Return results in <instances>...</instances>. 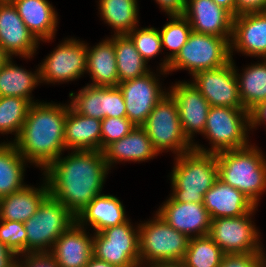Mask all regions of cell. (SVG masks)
<instances>
[{
  "label": "cell",
  "mask_w": 266,
  "mask_h": 267,
  "mask_svg": "<svg viewBox=\"0 0 266 267\" xmlns=\"http://www.w3.org/2000/svg\"><path fill=\"white\" fill-rule=\"evenodd\" d=\"M68 155L58 157L43 174L49 194L77 217L101 194L109 168L102 151H72Z\"/></svg>",
  "instance_id": "obj_1"
},
{
  "label": "cell",
  "mask_w": 266,
  "mask_h": 267,
  "mask_svg": "<svg viewBox=\"0 0 266 267\" xmlns=\"http://www.w3.org/2000/svg\"><path fill=\"white\" fill-rule=\"evenodd\" d=\"M67 110L68 104L32 103L18 137L11 141L20 155L41 171L64 155Z\"/></svg>",
  "instance_id": "obj_2"
},
{
  "label": "cell",
  "mask_w": 266,
  "mask_h": 267,
  "mask_svg": "<svg viewBox=\"0 0 266 267\" xmlns=\"http://www.w3.org/2000/svg\"><path fill=\"white\" fill-rule=\"evenodd\" d=\"M252 144L216 154L218 178L241 191L257 207L266 192V157Z\"/></svg>",
  "instance_id": "obj_3"
},
{
  "label": "cell",
  "mask_w": 266,
  "mask_h": 267,
  "mask_svg": "<svg viewBox=\"0 0 266 267\" xmlns=\"http://www.w3.org/2000/svg\"><path fill=\"white\" fill-rule=\"evenodd\" d=\"M174 159L170 197L180 203H203L204 194L218 178L216 154L192 149Z\"/></svg>",
  "instance_id": "obj_4"
},
{
  "label": "cell",
  "mask_w": 266,
  "mask_h": 267,
  "mask_svg": "<svg viewBox=\"0 0 266 267\" xmlns=\"http://www.w3.org/2000/svg\"><path fill=\"white\" fill-rule=\"evenodd\" d=\"M250 112L231 107H210L203 134L211 148L193 143V149L217 154L221 151L240 149L250 145Z\"/></svg>",
  "instance_id": "obj_5"
},
{
  "label": "cell",
  "mask_w": 266,
  "mask_h": 267,
  "mask_svg": "<svg viewBox=\"0 0 266 267\" xmlns=\"http://www.w3.org/2000/svg\"><path fill=\"white\" fill-rule=\"evenodd\" d=\"M139 224L140 267L161 261L183 260L190 238L172 228L157 213Z\"/></svg>",
  "instance_id": "obj_6"
},
{
  "label": "cell",
  "mask_w": 266,
  "mask_h": 267,
  "mask_svg": "<svg viewBox=\"0 0 266 267\" xmlns=\"http://www.w3.org/2000/svg\"><path fill=\"white\" fill-rule=\"evenodd\" d=\"M75 222L76 217L49 194L24 222L26 253L50 252L55 241Z\"/></svg>",
  "instance_id": "obj_7"
},
{
  "label": "cell",
  "mask_w": 266,
  "mask_h": 267,
  "mask_svg": "<svg viewBox=\"0 0 266 267\" xmlns=\"http://www.w3.org/2000/svg\"><path fill=\"white\" fill-rule=\"evenodd\" d=\"M230 61V42L227 39L192 31L187 42L169 62L167 73L184 69L193 76L200 70L217 69Z\"/></svg>",
  "instance_id": "obj_8"
},
{
  "label": "cell",
  "mask_w": 266,
  "mask_h": 267,
  "mask_svg": "<svg viewBox=\"0 0 266 267\" xmlns=\"http://www.w3.org/2000/svg\"><path fill=\"white\" fill-rule=\"evenodd\" d=\"M142 127L159 154L171 150L179 156L193 149L183 132L177 103L169 93L156 104Z\"/></svg>",
  "instance_id": "obj_9"
},
{
  "label": "cell",
  "mask_w": 266,
  "mask_h": 267,
  "mask_svg": "<svg viewBox=\"0 0 266 267\" xmlns=\"http://www.w3.org/2000/svg\"><path fill=\"white\" fill-rule=\"evenodd\" d=\"M93 256L116 267H140L139 224L130 220L94 232Z\"/></svg>",
  "instance_id": "obj_10"
},
{
  "label": "cell",
  "mask_w": 266,
  "mask_h": 267,
  "mask_svg": "<svg viewBox=\"0 0 266 267\" xmlns=\"http://www.w3.org/2000/svg\"><path fill=\"white\" fill-rule=\"evenodd\" d=\"M255 209L239 217L211 219L209 236L225 254L266 253L251 220Z\"/></svg>",
  "instance_id": "obj_11"
},
{
  "label": "cell",
  "mask_w": 266,
  "mask_h": 267,
  "mask_svg": "<svg viewBox=\"0 0 266 267\" xmlns=\"http://www.w3.org/2000/svg\"><path fill=\"white\" fill-rule=\"evenodd\" d=\"M66 38L46 56L39 66L40 83H64L79 79L86 73L87 43Z\"/></svg>",
  "instance_id": "obj_12"
},
{
  "label": "cell",
  "mask_w": 266,
  "mask_h": 267,
  "mask_svg": "<svg viewBox=\"0 0 266 267\" xmlns=\"http://www.w3.org/2000/svg\"><path fill=\"white\" fill-rule=\"evenodd\" d=\"M191 83L208 101L210 107L245 109L239 96L233 57L225 66L213 70H200Z\"/></svg>",
  "instance_id": "obj_13"
},
{
  "label": "cell",
  "mask_w": 266,
  "mask_h": 267,
  "mask_svg": "<svg viewBox=\"0 0 266 267\" xmlns=\"http://www.w3.org/2000/svg\"><path fill=\"white\" fill-rule=\"evenodd\" d=\"M156 76L159 75L150 71L141 77L122 81L117 85L126 105V118L135 126H142L156 104L168 94Z\"/></svg>",
  "instance_id": "obj_14"
},
{
  "label": "cell",
  "mask_w": 266,
  "mask_h": 267,
  "mask_svg": "<svg viewBox=\"0 0 266 267\" xmlns=\"http://www.w3.org/2000/svg\"><path fill=\"white\" fill-rule=\"evenodd\" d=\"M170 88L168 93L177 103L183 132L194 143L195 133L203 134L210 105L190 81H178Z\"/></svg>",
  "instance_id": "obj_15"
},
{
  "label": "cell",
  "mask_w": 266,
  "mask_h": 267,
  "mask_svg": "<svg viewBox=\"0 0 266 267\" xmlns=\"http://www.w3.org/2000/svg\"><path fill=\"white\" fill-rule=\"evenodd\" d=\"M0 44L10 57L25 59L33 57L40 44L12 2L0 3Z\"/></svg>",
  "instance_id": "obj_16"
},
{
  "label": "cell",
  "mask_w": 266,
  "mask_h": 267,
  "mask_svg": "<svg viewBox=\"0 0 266 267\" xmlns=\"http://www.w3.org/2000/svg\"><path fill=\"white\" fill-rule=\"evenodd\" d=\"M156 213L189 238L209 235L211 218L203 203H180L169 197Z\"/></svg>",
  "instance_id": "obj_17"
},
{
  "label": "cell",
  "mask_w": 266,
  "mask_h": 267,
  "mask_svg": "<svg viewBox=\"0 0 266 267\" xmlns=\"http://www.w3.org/2000/svg\"><path fill=\"white\" fill-rule=\"evenodd\" d=\"M266 59V11L233 17L230 55L233 51Z\"/></svg>",
  "instance_id": "obj_18"
},
{
  "label": "cell",
  "mask_w": 266,
  "mask_h": 267,
  "mask_svg": "<svg viewBox=\"0 0 266 267\" xmlns=\"http://www.w3.org/2000/svg\"><path fill=\"white\" fill-rule=\"evenodd\" d=\"M183 16L192 31L231 41L233 16L213 0H186Z\"/></svg>",
  "instance_id": "obj_19"
},
{
  "label": "cell",
  "mask_w": 266,
  "mask_h": 267,
  "mask_svg": "<svg viewBox=\"0 0 266 267\" xmlns=\"http://www.w3.org/2000/svg\"><path fill=\"white\" fill-rule=\"evenodd\" d=\"M59 267H85L93 257V235L73 223L54 243L49 252Z\"/></svg>",
  "instance_id": "obj_20"
},
{
  "label": "cell",
  "mask_w": 266,
  "mask_h": 267,
  "mask_svg": "<svg viewBox=\"0 0 266 267\" xmlns=\"http://www.w3.org/2000/svg\"><path fill=\"white\" fill-rule=\"evenodd\" d=\"M203 204L211 219L239 217L256 208V205L241 191L224 183L219 178L204 194Z\"/></svg>",
  "instance_id": "obj_21"
},
{
  "label": "cell",
  "mask_w": 266,
  "mask_h": 267,
  "mask_svg": "<svg viewBox=\"0 0 266 267\" xmlns=\"http://www.w3.org/2000/svg\"><path fill=\"white\" fill-rule=\"evenodd\" d=\"M102 152L109 170L117 162H143L159 155L142 126H136L120 140L107 145Z\"/></svg>",
  "instance_id": "obj_22"
},
{
  "label": "cell",
  "mask_w": 266,
  "mask_h": 267,
  "mask_svg": "<svg viewBox=\"0 0 266 267\" xmlns=\"http://www.w3.org/2000/svg\"><path fill=\"white\" fill-rule=\"evenodd\" d=\"M64 144L66 151H101V120L81 115L68 104Z\"/></svg>",
  "instance_id": "obj_23"
},
{
  "label": "cell",
  "mask_w": 266,
  "mask_h": 267,
  "mask_svg": "<svg viewBox=\"0 0 266 267\" xmlns=\"http://www.w3.org/2000/svg\"><path fill=\"white\" fill-rule=\"evenodd\" d=\"M24 24L40 42H50L58 27V14L48 0H12Z\"/></svg>",
  "instance_id": "obj_24"
},
{
  "label": "cell",
  "mask_w": 266,
  "mask_h": 267,
  "mask_svg": "<svg viewBox=\"0 0 266 267\" xmlns=\"http://www.w3.org/2000/svg\"><path fill=\"white\" fill-rule=\"evenodd\" d=\"M118 197L110 194L97 195L76 217V222L84 228L90 225L95 232L120 225L129 218Z\"/></svg>",
  "instance_id": "obj_25"
},
{
  "label": "cell",
  "mask_w": 266,
  "mask_h": 267,
  "mask_svg": "<svg viewBox=\"0 0 266 267\" xmlns=\"http://www.w3.org/2000/svg\"><path fill=\"white\" fill-rule=\"evenodd\" d=\"M43 184L36 188L26 185L21 190L0 198V220L26 222L33 216L49 195V185L43 177Z\"/></svg>",
  "instance_id": "obj_26"
},
{
  "label": "cell",
  "mask_w": 266,
  "mask_h": 267,
  "mask_svg": "<svg viewBox=\"0 0 266 267\" xmlns=\"http://www.w3.org/2000/svg\"><path fill=\"white\" fill-rule=\"evenodd\" d=\"M91 86H117L119 84L114 43L107 37L99 44L87 45V68Z\"/></svg>",
  "instance_id": "obj_27"
},
{
  "label": "cell",
  "mask_w": 266,
  "mask_h": 267,
  "mask_svg": "<svg viewBox=\"0 0 266 267\" xmlns=\"http://www.w3.org/2000/svg\"><path fill=\"white\" fill-rule=\"evenodd\" d=\"M40 83L39 65L36 71L29 72L25 68L18 67L12 61V57L0 68V97H21L31 104L32 91Z\"/></svg>",
  "instance_id": "obj_28"
},
{
  "label": "cell",
  "mask_w": 266,
  "mask_h": 267,
  "mask_svg": "<svg viewBox=\"0 0 266 267\" xmlns=\"http://www.w3.org/2000/svg\"><path fill=\"white\" fill-rule=\"evenodd\" d=\"M28 161L12 142L0 143V198L24 188V172Z\"/></svg>",
  "instance_id": "obj_29"
},
{
  "label": "cell",
  "mask_w": 266,
  "mask_h": 267,
  "mask_svg": "<svg viewBox=\"0 0 266 267\" xmlns=\"http://www.w3.org/2000/svg\"><path fill=\"white\" fill-rule=\"evenodd\" d=\"M261 62L246 66L239 74L233 60L240 100L248 112L266 101V59Z\"/></svg>",
  "instance_id": "obj_30"
},
{
  "label": "cell",
  "mask_w": 266,
  "mask_h": 267,
  "mask_svg": "<svg viewBox=\"0 0 266 267\" xmlns=\"http://www.w3.org/2000/svg\"><path fill=\"white\" fill-rule=\"evenodd\" d=\"M98 10L106 24L114 29V35H123L138 25L137 0H99Z\"/></svg>",
  "instance_id": "obj_31"
},
{
  "label": "cell",
  "mask_w": 266,
  "mask_h": 267,
  "mask_svg": "<svg viewBox=\"0 0 266 267\" xmlns=\"http://www.w3.org/2000/svg\"><path fill=\"white\" fill-rule=\"evenodd\" d=\"M111 37L108 38L114 43L119 83L141 77L151 71L147 67V61L142 58L126 34Z\"/></svg>",
  "instance_id": "obj_32"
},
{
  "label": "cell",
  "mask_w": 266,
  "mask_h": 267,
  "mask_svg": "<svg viewBox=\"0 0 266 267\" xmlns=\"http://www.w3.org/2000/svg\"><path fill=\"white\" fill-rule=\"evenodd\" d=\"M171 20L163 25L159 30L161 36L162 49L171 50L169 55H166L160 65V74L167 75L169 62L178 54L182 46L187 42L192 28L189 21L182 16H169ZM165 46V47H164Z\"/></svg>",
  "instance_id": "obj_33"
},
{
  "label": "cell",
  "mask_w": 266,
  "mask_h": 267,
  "mask_svg": "<svg viewBox=\"0 0 266 267\" xmlns=\"http://www.w3.org/2000/svg\"><path fill=\"white\" fill-rule=\"evenodd\" d=\"M225 253L209 235L190 238L183 262L186 267H220Z\"/></svg>",
  "instance_id": "obj_34"
},
{
  "label": "cell",
  "mask_w": 266,
  "mask_h": 267,
  "mask_svg": "<svg viewBox=\"0 0 266 267\" xmlns=\"http://www.w3.org/2000/svg\"><path fill=\"white\" fill-rule=\"evenodd\" d=\"M31 103L21 97H0V133L18 137ZM13 132V133H12Z\"/></svg>",
  "instance_id": "obj_35"
},
{
  "label": "cell",
  "mask_w": 266,
  "mask_h": 267,
  "mask_svg": "<svg viewBox=\"0 0 266 267\" xmlns=\"http://www.w3.org/2000/svg\"><path fill=\"white\" fill-rule=\"evenodd\" d=\"M69 97L75 112L101 121L105 118L104 87L86 85L77 94L70 92Z\"/></svg>",
  "instance_id": "obj_36"
},
{
  "label": "cell",
  "mask_w": 266,
  "mask_h": 267,
  "mask_svg": "<svg viewBox=\"0 0 266 267\" xmlns=\"http://www.w3.org/2000/svg\"><path fill=\"white\" fill-rule=\"evenodd\" d=\"M134 43L135 48L142 58L149 62L150 59L162 53V43L159 30L154 27H135L126 34Z\"/></svg>",
  "instance_id": "obj_37"
},
{
  "label": "cell",
  "mask_w": 266,
  "mask_h": 267,
  "mask_svg": "<svg viewBox=\"0 0 266 267\" xmlns=\"http://www.w3.org/2000/svg\"><path fill=\"white\" fill-rule=\"evenodd\" d=\"M26 237L24 223L0 220V242L16 256L26 253Z\"/></svg>",
  "instance_id": "obj_38"
},
{
  "label": "cell",
  "mask_w": 266,
  "mask_h": 267,
  "mask_svg": "<svg viewBox=\"0 0 266 267\" xmlns=\"http://www.w3.org/2000/svg\"><path fill=\"white\" fill-rule=\"evenodd\" d=\"M135 127L127 118L105 117L101 121V151L110 143L129 134Z\"/></svg>",
  "instance_id": "obj_39"
},
{
  "label": "cell",
  "mask_w": 266,
  "mask_h": 267,
  "mask_svg": "<svg viewBox=\"0 0 266 267\" xmlns=\"http://www.w3.org/2000/svg\"><path fill=\"white\" fill-rule=\"evenodd\" d=\"M105 117L126 118V105L118 86L104 87Z\"/></svg>",
  "instance_id": "obj_40"
},
{
  "label": "cell",
  "mask_w": 266,
  "mask_h": 267,
  "mask_svg": "<svg viewBox=\"0 0 266 267\" xmlns=\"http://www.w3.org/2000/svg\"><path fill=\"white\" fill-rule=\"evenodd\" d=\"M265 263V253L225 254L220 267H262Z\"/></svg>",
  "instance_id": "obj_41"
},
{
  "label": "cell",
  "mask_w": 266,
  "mask_h": 267,
  "mask_svg": "<svg viewBox=\"0 0 266 267\" xmlns=\"http://www.w3.org/2000/svg\"><path fill=\"white\" fill-rule=\"evenodd\" d=\"M17 260L16 267H59L49 252L25 253L18 255Z\"/></svg>",
  "instance_id": "obj_42"
},
{
  "label": "cell",
  "mask_w": 266,
  "mask_h": 267,
  "mask_svg": "<svg viewBox=\"0 0 266 267\" xmlns=\"http://www.w3.org/2000/svg\"><path fill=\"white\" fill-rule=\"evenodd\" d=\"M266 11V0H235V17L240 14Z\"/></svg>",
  "instance_id": "obj_43"
},
{
  "label": "cell",
  "mask_w": 266,
  "mask_h": 267,
  "mask_svg": "<svg viewBox=\"0 0 266 267\" xmlns=\"http://www.w3.org/2000/svg\"><path fill=\"white\" fill-rule=\"evenodd\" d=\"M167 16H182L186 0H155Z\"/></svg>",
  "instance_id": "obj_44"
},
{
  "label": "cell",
  "mask_w": 266,
  "mask_h": 267,
  "mask_svg": "<svg viewBox=\"0 0 266 267\" xmlns=\"http://www.w3.org/2000/svg\"><path fill=\"white\" fill-rule=\"evenodd\" d=\"M261 124L266 125V101L259 103L250 111V129H255Z\"/></svg>",
  "instance_id": "obj_45"
},
{
  "label": "cell",
  "mask_w": 266,
  "mask_h": 267,
  "mask_svg": "<svg viewBox=\"0 0 266 267\" xmlns=\"http://www.w3.org/2000/svg\"><path fill=\"white\" fill-rule=\"evenodd\" d=\"M17 256L0 242V267H16Z\"/></svg>",
  "instance_id": "obj_46"
},
{
  "label": "cell",
  "mask_w": 266,
  "mask_h": 267,
  "mask_svg": "<svg viewBox=\"0 0 266 267\" xmlns=\"http://www.w3.org/2000/svg\"><path fill=\"white\" fill-rule=\"evenodd\" d=\"M217 5L227 10L235 17V0H213Z\"/></svg>",
  "instance_id": "obj_47"
},
{
  "label": "cell",
  "mask_w": 266,
  "mask_h": 267,
  "mask_svg": "<svg viewBox=\"0 0 266 267\" xmlns=\"http://www.w3.org/2000/svg\"><path fill=\"white\" fill-rule=\"evenodd\" d=\"M149 267H186L183 260H177V261H161L152 264Z\"/></svg>",
  "instance_id": "obj_48"
},
{
  "label": "cell",
  "mask_w": 266,
  "mask_h": 267,
  "mask_svg": "<svg viewBox=\"0 0 266 267\" xmlns=\"http://www.w3.org/2000/svg\"><path fill=\"white\" fill-rule=\"evenodd\" d=\"M85 267H116V266L111 265L106 261L99 260L93 256L90 259V261L85 265Z\"/></svg>",
  "instance_id": "obj_49"
},
{
  "label": "cell",
  "mask_w": 266,
  "mask_h": 267,
  "mask_svg": "<svg viewBox=\"0 0 266 267\" xmlns=\"http://www.w3.org/2000/svg\"><path fill=\"white\" fill-rule=\"evenodd\" d=\"M11 57L5 52L4 48L0 44V68L10 59Z\"/></svg>",
  "instance_id": "obj_50"
},
{
  "label": "cell",
  "mask_w": 266,
  "mask_h": 267,
  "mask_svg": "<svg viewBox=\"0 0 266 267\" xmlns=\"http://www.w3.org/2000/svg\"><path fill=\"white\" fill-rule=\"evenodd\" d=\"M4 2H12V0H0V3H4Z\"/></svg>",
  "instance_id": "obj_51"
}]
</instances>
